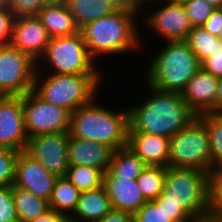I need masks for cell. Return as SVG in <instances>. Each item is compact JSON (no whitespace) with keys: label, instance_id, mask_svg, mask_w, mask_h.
<instances>
[{"label":"cell","instance_id":"obj_1","mask_svg":"<svg viewBox=\"0 0 222 222\" xmlns=\"http://www.w3.org/2000/svg\"><path fill=\"white\" fill-rule=\"evenodd\" d=\"M148 87L151 92L146 101L127 107L133 131L171 138L197 118L180 93Z\"/></svg>","mask_w":222,"mask_h":222},{"label":"cell","instance_id":"obj_2","mask_svg":"<svg viewBox=\"0 0 222 222\" xmlns=\"http://www.w3.org/2000/svg\"><path fill=\"white\" fill-rule=\"evenodd\" d=\"M94 101L95 99L71 113L70 136L103 143L114 151L127 146L128 108L112 111Z\"/></svg>","mask_w":222,"mask_h":222},{"label":"cell","instance_id":"obj_3","mask_svg":"<svg viewBox=\"0 0 222 222\" xmlns=\"http://www.w3.org/2000/svg\"><path fill=\"white\" fill-rule=\"evenodd\" d=\"M138 17L132 12L115 10L83 26L80 31L90 56L122 54L140 46ZM132 48V49H131Z\"/></svg>","mask_w":222,"mask_h":222},{"label":"cell","instance_id":"obj_4","mask_svg":"<svg viewBox=\"0 0 222 222\" xmlns=\"http://www.w3.org/2000/svg\"><path fill=\"white\" fill-rule=\"evenodd\" d=\"M165 45L148 64L146 85L181 94L201 68V62L185 40L167 41Z\"/></svg>","mask_w":222,"mask_h":222},{"label":"cell","instance_id":"obj_5","mask_svg":"<svg viewBox=\"0 0 222 222\" xmlns=\"http://www.w3.org/2000/svg\"><path fill=\"white\" fill-rule=\"evenodd\" d=\"M35 73L33 91L43 100L70 113L97 99L101 74H49L45 80ZM41 80V81H40Z\"/></svg>","mask_w":222,"mask_h":222},{"label":"cell","instance_id":"obj_6","mask_svg":"<svg viewBox=\"0 0 222 222\" xmlns=\"http://www.w3.org/2000/svg\"><path fill=\"white\" fill-rule=\"evenodd\" d=\"M160 196L164 203L183 204L195 219L208 213L209 173L195 169L166 167Z\"/></svg>","mask_w":222,"mask_h":222},{"label":"cell","instance_id":"obj_7","mask_svg":"<svg viewBox=\"0 0 222 222\" xmlns=\"http://www.w3.org/2000/svg\"><path fill=\"white\" fill-rule=\"evenodd\" d=\"M168 167L211 172L209 135L198 118L170 138Z\"/></svg>","mask_w":222,"mask_h":222},{"label":"cell","instance_id":"obj_8","mask_svg":"<svg viewBox=\"0 0 222 222\" xmlns=\"http://www.w3.org/2000/svg\"><path fill=\"white\" fill-rule=\"evenodd\" d=\"M52 67L53 74H101L90 56L81 31L49 40L41 58Z\"/></svg>","mask_w":222,"mask_h":222},{"label":"cell","instance_id":"obj_9","mask_svg":"<svg viewBox=\"0 0 222 222\" xmlns=\"http://www.w3.org/2000/svg\"><path fill=\"white\" fill-rule=\"evenodd\" d=\"M37 62L18 48L0 45V88L7 96H24L33 90Z\"/></svg>","mask_w":222,"mask_h":222},{"label":"cell","instance_id":"obj_10","mask_svg":"<svg viewBox=\"0 0 222 222\" xmlns=\"http://www.w3.org/2000/svg\"><path fill=\"white\" fill-rule=\"evenodd\" d=\"M23 109L28 138L48 133H69L71 113L41 99L33 90L23 96Z\"/></svg>","mask_w":222,"mask_h":222},{"label":"cell","instance_id":"obj_11","mask_svg":"<svg viewBox=\"0 0 222 222\" xmlns=\"http://www.w3.org/2000/svg\"><path fill=\"white\" fill-rule=\"evenodd\" d=\"M66 132L41 134L28 138L25 152L41 163L51 174L66 176L69 168L68 141Z\"/></svg>","mask_w":222,"mask_h":222},{"label":"cell","instance_id":"obj_12","mask_svg":"<svg viewBox=\"0 0 222 222\" xmlns=\"http://www.w3.org/2000/svg\"><path fill=\"white\" fill-rule=\"evenodd\" d=\"M167 3V4H166ZM165 4V5H164ZM145 20L153 32L167 41H184L193 29L182 2L168 0Z\"/></svg>","mask_w":222,"mask_h":222},{"label":"cell","instance_id":"obj_13","mask_svg":"<svg viewBox=\"0 0 222 222\" xmlns=\"http://www.w3.org/2000/svg\"><path fill=\"white\" fill-rule=\"evenodd\" d=\"M27 141L23 96H7L0 102V147L21 152L25 151Z\"/></svg>","mask_w":222,"mask_h":222},{"label":"cell","instance_id":"obj_14","mask_svg":"<svg viewBox=\"0 0 222 222\" xmlns=\"http://www.w3.org/2000/svg\"><path fill=\"white\" fill-rule=\"evenodd\" d=\"M49 40L47 30L37 15L15 17L11 45L29 55L39 67Z\"/></svg>","mask_w":222,"mask_h":222},{"label":"cell","instance_id":"obj_15","mask_svg":"<svg viewBox=\"0 0 222 222\" xmlns=\"http://www.w3.org/2000/svg\"><path fill=\"white\" fill-rule=\"evenodd\" d=\"M57 178L25 151L18 153L13 185L49 201Z\"/></svg>","mask_w":222,"mask_h":222},{"label":"cell","instance_id":"obj_16","mask_svg":"<svg viewBox=\"0 0 222 222\" xmlns=\"http://www.w3.org/2000/svg\"><path fill=\"white\" fill-rule=\"evenodd\" d=\"M103 186L114 210L133 216L147 202L138 187L136 179L114 177L106 170Z\"/></svg>","mask_w":222,"mask_h":222},{"label":"cell","instance_id":"obj_17","mask_svg":"<svg viewBox=\"0 0 222 222\" xmlns=\"http://www.w3.org/2000/svg\"><path fill=\"white\" fill-rule=\"evenodd\" d=\"M217 80L201 67L181 93L183 100L197 116L216 112Z\"/></svg>","mask_w":222,"mask_h":222},{"label":"cell","instance_id":"obj_18","mask_svg":"<svg viewBox=\"0 0 222 222\" xmlns=\"http://www.w3.org/2000/svg\"><path fill=\"white\" fill-rule=\"evenodd\" d=\"M127 146L131 148L147 166L168 167L170 138L128 128Z\"/></svg>","mask_w":222,"mask_h":222},{"label":"cell","instance_id":"obj_19","mask_svg":"<svg viewBox=\"0 0 222 222\" xmlns=\"http://www.w3.org/2000/svg\"><path fill=\"white\" fill-rule=\"evenodd\" d=\"M114 150L99 142L85 139L69 138L68 163L69 165H83L98 168L104 172L108 170Z\"/></svg>","mask_w":222,"mask_h":222},{"label":"cell","instance_id":"obj_20","mask_svg":"<svg viewBox=\"0 0 222 222\" xmlns=\"http://www.w3.org/2000/svg\"><path fill=\"white\" fill-rule=\"evenodd\" d=\"M112 204L104 186L81 191L77 206L70 215L77 222H96L112 210Z\"/></svg>","mask_w":222,"mask_h":222},{"label":"cell","instance_id":"obj_21","mask_svg":"<svg viewBox=\"0 0 222 222\" xmlns=\"http://www.w3.org/2000/svg\"><path fill=\"white\" fill-rule=\"evenodd\" d=\"M50 37L73 35L80 31L66 4L45 5L37 14Z\"/></svg>","mask_w":222,"mask_h":222},{"label":"cell","instance_id":"obj_22","mask_svg":"<svg viewBox=\"0 0 222 222\" xmlns=\"http://www.w3.org/2000/svg\"><path fill=\"white\" fill-rule=\"evenodd\" d=\"M65 4L79 29L116 10L106 0H66Z\"/></svg>","mask_w":222,"mask_h":222},{"label":"cell","instance_id":"obj_23","mask_svg":"<svg viewBox=\"0 0 222 222\" xmlns=\"http://www.w3.org/2000/svg\"><path fill=\"white\" fill-rule=\"evenodd\" d=\"M12 197L20 222H30L50 209L48 200L15 185H12Z\"/></svg>","mask_w":222,"mask_h":222},{"label":"cell","instance_id":"obj_24","mask_svg":"<svg viewBox=\"0 0 222 222\" xmlns=\"http://www.w3.org/2000/svg\"><path fill=\"white\" fill-rule=\"evenodd\" d=\"M146 166L131 148L125 146L113 152L108 171L114 177L137 179Z\"/></svg>","mask_w":222,"mask_h":222},{"label":"cell","instance_id":"obj_25","mask_svg":"<svg viewBox=\"0 0 222 222\" xmlns=\"http://www.w3.org/2000/svg\"><path fill=\"white\" fill-rule=\"evenodd\" d=\"M80 192L66 176L58 177L49 199V207L58 213L71 215L77 206Z\"/></svg>","mask_w":222,"mask_h":222},{"label":"cell","instance_id":"obj_26","mask_svg":"<svg viewBox=\"0 0 222 222\" xmlns=\"http://www.w3.org/2000/svg\"><path fill=\"white\" fill-rule=\"evenodd\" d=\"M197 118L205 125L211 148V171L222 166V112H209Z\"/></svg>","mask_w":222,"mask_h":222},{"label":"cell","instance_id":"obj_27","mask_svg":"<svg viewBox=\"0 0 222 222\" xmlns=\"http://www.w3.org/2000/svg\"><path fill=\"white\" fill-rule=\"evenodd\" d=\"M67 179L80 191L94 190L103 186L104 171L83 165H69Z\"/></svg>","mask_w":222,"mask_h":222},{"label":"cell","instance_id":"obj_28","mask_svg":"<svg viewBox=\"0 0 222 222\" xmlns=\"http://www.w3.org/2000/svg\"><path fill=\"white\" fill-rule=\"evenodd\" d=\"M185 41L200 62L210 56V53L222 50V42L205 30L203 26L193 27Z\"/></svg>","mask_w":222,"mask_h":222},{"label":"cell","instance_id":"obj_29","mask_svg":"<svg viewBox=\"0 0 222 222\" xmlns=\"http://www.w3.org/2000/svg\"><path fill=\"white\" fill-rule=\"evenodd\" d=\"M165 176L166 167L146 166L137 177L138 187L147 201H153L161 194Z\"/></svg>","mask_w":222,"mask_h":222},{"label":"cell","instance_id":"obj_30","mask_svg":"<svg viewBox=\"0 0 222 222\" xmlns=\"http://www.w3.org/2000/svg\"><path fill=\"white\" fill-rule=\"evenodd\" d=\"M208 213L222 218V166L209 173Z\"/></svg>","mask_w":222,"mask_h":222},{"label":"cell","instance_id":"obj_31","mask_svg":"<svg viewBox=\"0 0 222 222\" xmlns=\"http://www.w3.org/2000/svg\"><path fill=\"white\" fill-rule=\"evenodd\" d=\"M18 153L16 150L0 147V187L13 185Z\"/></svg>","mask_w":222,"mask_h":222},{"label":"cell","instance_id":"obj_32","mask_svg":"<svg viewBox=\"0 0 222 222\" xmlns=\"http://www.w3.org/2000/svg\"><path fill=\"white\" fill-rule=\"evenodd\" d=\"M182 3L193 27L202 26L215 9L207 0H187Z\"/></svg>","mask_w":222,"mask_h":222},{"label":"cell","instance_id":"obj_33","mask_svg":"<svg viewBox=\"0 0 222 222\" xmlns=\"http://www.w3.org/2000/svg\"><path fill=\"white\" fill-rule=\"evenodd\" d=\"M133 222H173L154 201H147L134 215Z\"/></svg>","mask_w":222,"mask_h":222},{"label":"cell","instance_id":"obj_34","mask_svg":"<svg viewBox=\"0 0 222 222\" xmlns=\"http://www.w3.org/2000/svg\"><path fill=\"white\" fill-rule=\"evenodd\" d=\"M0 222H20L12 197V186L0 187Z\"/></svg>","mask_w":222,"mask_h":222},{"label":"cell","instance_id":"obj_35","mask_svg":"<svg viewBox=\"0 0 222 222\" xmlns=\"http://www.w3.org/2000/svg\"><path fill=\"white\" fill-rule=\"evenodd\" d=\"M45 6L43 0H10L9 9L15 17L37 15Z\"/></svg>","mask_w":222,"mask_h":222},{"label":"cell","instance_id":"obj_36","mask_svg":"<svg viewBox=\"0 0 222 222\" xmlns=\"http://www.w3.org/2000/svg\"><path fill=\"white\" fill-rule=\"evenodd\" d=\"M173 222H193L194 218L183 208V204L164 203L159 195L153 200Z\"/></svg>","mask_w":222,"mask_h":222},{"label":"cell","instance_id":"obj_37","mask_svg":"<svg viewBox=\"0 0 222 222\" xmlns=\"http://www.w3.org/2000/svg\"><path fill=\"white\" fill-rule=\"evenodd\" d=\"M14 19L10 9H0V45L11 44Z\"/></svg>","mask_w":222,"mask_h":222},{"label":"cell","instance_id":"obj_38","mask_svg":"<svg viewBox=\"0 0 222 222\" xmlns=\"http://www.w3.org/2000/svg\"><path fill=\"white\" fill-rule=\"evenodd\" d=\"M201 67L216 78L222 77V50L210 53L206 59L201 62Z\"/></svg>","mask_w":222,"mask_h":222},{"label":"cell","instance_id":"obj_39","mask_svg":"<svg viewBox=\"0 0 222 222\" xmlns=\"http://www.w3.org/2000/svg\"><path fill=\"white\" fill-rule=\"evenodd\" d=\"M202 26L209 33L217 37L222 28V8H215Z\"/></svg>","mask_w":222,"mask_h":222},{"label":"cell","instance_id":"obj_40","mask_svg":"<svg viewBox=\"0 0 222 222\" xmlns=\"http://www.w3.org/2000/svg\"><path fill=\"white\" fill-rule=\"evenodd\" d=\"M108 1L116 10H123L127 12H132L139 15L142 10L138 8L137 0H106Z\"/></svg>","mask_w":222,"mask_h":222},{"label":"cell","instance_id":"obj_41","mask_svg":"<svg viewBox=\"0 0 222 222\" xmlns=\"http://www.w3.org/2000/svg\"><path fill=\"white\" fill-rule=\"evenodd\" d=\"M96 222H133V216L128 213L112 209L101 220Z\"/></svg>","mask_w":222,"mask_h":222},{"label":"cell","instance_id":"obj_42","mask_svg":"<svg viewBox=\"0 0 222 222\" xmlns=\"http://www.w3.org/2000/svg\"><path fill=\"white\" fill-rule=\"evenodd\" d=\"M216 112H222V77L217 80Z\"/></svg>","mask_w":222,"mask_h":222},{"label":"cell","instance_id":"obj_43","mask_svg":"<svg viewBox=\"0 0 222 222\" xmlns=\"http://www.w3.org/2000/svg\"><path fill=\"white\" fill-rule=\"evenodd\" d=\"M52 222H77L70 215H64L52 210Z\"/></svg>","mask_w":222,"mask_h":222},{"label":"cell","instance_id":"obj_44","mask_svg":"<svg viewBox=\"0 0 222 222\" xmlns=\"http://www.w3.org/2000/svg\"><path fill=\"white\" fill-rule=\"evenodd\" d=\"M193 222H222V218L207 213L201 217L195 218Z\"/></svg>","mask_w":222,"mask_h":222},{"label":"cell","instance_id":"obj_45","mask_svg":"<svg viewBox=\"0 0 222 222\" xmlns=\"http://www.w3.org/2000/svg\"><path fill=\"white\" fill-rule=\"evenodd\" d=\"M30 222H52V209L50 208L47 212L37 216Z\"/></svg>","mask_w":222,"mask_h":222},{"label":"cell","instance_id":"obj_46","mask_svg":"<svg viewBox=\"0 0 222 222\" xmlns=\"http://www.w3.org/2000/svg\"><path fill=\"white\" fill-rule=\"evenodd\" d=\"M151 1H154V2H156V1H160V0H137V3H138V8L141 10H143V7H142V5H145L146 6V4H145V2H147V4L148 3H150ZM162 1H163V3L165 2V1H168V0H161L160 2L162 3Z\"/></svg>","mask_w":222,"mask_h":222},{"label":"cell","instance_id":"obj_47","mask_svg":"<svg viewBox=\"0 0 222 222\" xmlns=\"http://www.w3.org/2000/svg\"><path fill=\"white\" fill-rule=\"evenodd\" d=\"M214 8H222V0H207Z\"/></svg>","mask_w":222,"mask_h":222},{"label":"cell","instance_id":"obj_48","mask_svg":"<svg viewBox=\"0 0 222 222\" xmlns=\"http://www.w3.org/2000/svg\"><path fill=\"white\" fill-rule=\"evenodd\" d=\"M45 5H51V4H64L66 0H43Z\"/></svg>","mask_w":222,"mask_h":222},{"label":"cell","instance_id":"obj_49","mask_svg":"<svg viewBox=\"0 0 222 222\" xmlns=\"http://www.w3.org/2000/svg\"><path fill=\"white\" fill-rule=\"evenodd\" d=\"M10 0H0V9H9Z\"/></svg>","mask_w":222,"mask_h":222},{"label":"cell","instance_id":"obj_50","mask_svg":"<svg viewBox=\"0 0 222 222\" xmlns=\"http://www.w3.org/2000/svg\"><path fill=\"white\" fill-rule=\"evenodd\" d=\"M7 95L4 93V91L0 88V102L3 101Z\"/></svg>","mask_w":222,"mask_h":222},{"label":"cell","instance_id":"obj_51","mask_svg":"<svg viewBox=\"0 0 222 222\" xmlns=\"http://www.w3.org/2000/svg\"><path fill=\"white\" fill-rule=\"evenodd\" d=\"M217 38L220 42H222V28H221V31H220L219 35L217 36Z\"/></svg>","mask_w":222,"mask_h":222},{"label":"cell","instance_id":"obj_52","mask_svg":"<svg viewBox=\"0 0 222 222\" xmlns=\"http://www.w3.org/2000/svg\"><path fill=\"white\" fill-rule=\"evenodd\" d=\"M174 1H178V2H184V1H187V0H174Z\"/></svg>","mask_w":222,"mask_h":222}]
</instances>
